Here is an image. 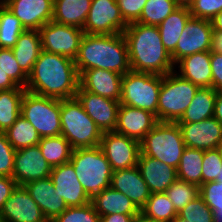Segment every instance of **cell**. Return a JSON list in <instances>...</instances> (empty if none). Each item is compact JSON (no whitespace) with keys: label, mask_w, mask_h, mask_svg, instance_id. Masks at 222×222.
I'll return each instance as SVG.
<instances>
[{"label":"cell","mask_w":222,"mask_h":222,"mask_svg":"<svg viewBox=\"0 0 222 222\" xmlns=\"http://www.w3.org/2000/svg\"><path fill=\"white\" fill-rule=\"evenodd\" d=\"M162 75L129 71L122 76L120 104L147 110L158 120Z\"/></svg>","instance_id":"ba28073f"},{"label":"cell","mask_w":222,"mask_h":222,"mask_svg":"<svg viewBox=\"0 0 222 222\" xmlns=\"http://www.w3.org/2000/svg\"><path fill=\"white\" fill-rule=\"evenodd\" d=\"M69 162L90 199L110 187L113 170L100 146L73 150Z\"/></svg>","instance_id":"277c9868"},{"label":"cell","mask_w":222,"mask_h":222,"mask_svg":"<svg viewBox=\"0 0 222 222\" xmlns=\"http://www.w3.org/2000/svg\"><path fill=\"white\" fill-rule=\"evenodd\" d=\"M19 88L9 76L0 68V91Z\"/></svg>","instance_id":"816d5d0a"},{"label":"cell","mask_w":222,"mask_h":222,"mask_svg":"<svg viewBox=\"0 0 222 222\" xmlns=\"http://www.w3.org/2000/svg\"><path fill=\"white\" fill-rule=\"evenodd\" d=\"M216 97L214 88L200 87L177 123H194L213 117Z\"/></svg>","instance_id":"f1b7e54d"},{"label":"cell","mask_w":222,"mask_h":222,"mask_svg":"<svg viewBox=\"0 0 222 222\" xmlns=\"http://www.w3.org/2000/svg\"><path fill=\"white\" fill-rule=\"evenodd\" d=\"M138 215L110 214L100 216V222H132Z\"/></svg>","instance_id":"681fc988"},{"label":"cell","mask_w":222,"mask_h":222,"mask_svg":"<svg viewBox=\"0 0 222 222\" xmlns=\"http://www.w3.org/2000/svg\"><path fill=\"white\" fill-rule=\"evenodd\" d=\"M38 145L41 154L51 167L69 163L73 148L64 136L41 138Z\"/></svg>","instance_id":"1f68e13d"},{"label":"cell","mask_w":222,"mask_h":222,"mask_svg":"<svg viewBox=\"0 0 222 222\" xmlns=\"http://www.w3.org/2000/svg\"><path fill=\"white\" fill-rule=\"evenodd\" d=\"M180 76L189 80L199 88L212 87L211 51L194 53L180 59Z\"/></svg>","instance_id":"d4e9b609"},{"label":"cell","mask_w":222,"mask_h":222,"mask_svg":"<svg viewBox=\"0 0 222 222\" xmlns=\"http://www.w3.org/2000/svg\"><path fill=\"white\" fill-rule=\"evenodd\" d=\"M214 31L222 32V11L210 20Z\"/></svg>","instance_id":"db71d44e"},{"label":"cell","mask_w":222,"mask_h":222,"mask_svg":"<svg viewBox=\"0 0 222 222\" xmlns=\"http://www.w3.org/2000/svg\"><path fill=\"white\" fill-rule=\"evenodd\" d=\"M175 70L162 76L158 99V121L177 122L190 105L199 87Z\"/></svg>","instance_id":"52a82bcc"},{"label":"cell","mask_w":222,"mask_h":222,"mask_svg":"<svg viewBox=\"0 0 222 222\" xmlns=\"http://www.w3.org/2000/svg\"><path fill=\"white\" fill-rule=\"evenodd\" d=\"M175 2L180 7H190L194 0H175Z\"/></svg>","instance_id":"11a10c76"},{"label":"cell","mask_w":222,"mask_h":222,"mask_svg":"<svg viewBox=\"0 0 222 222\" xmlns=\"http://www.w3.org/2000/svg\"><path fill=\"white\" fill-rule=\"evenodd\" d=\"M25 31L20 20L4 4L0 5V48L12 49Z\"/></svg>","instance_id":"d590c367"},{"label":"cell","mask_w":222,"mask_h":222,"mask_svg":"<svg viewBox=\"0 0 222 222\" xmlns=\"http://www.w3.org/2000/svg\"><path fill=\"white\" fill-rule=\"evenodd\" d=\"M200 196L215 213V221L222 222V182L209 181L202 184Z\"/></svg>","instance_id":"60d3db41"},{"label":"cell","mask_w":222,"mask_h":222,"mask_svg":"<svg viewBox=\"0 0 222 222\" xmlns=\"http://www.w3.org/2000/svg\"><path fill=\"white\" fill-rule=\"evenodd\" d=\"M213 117L222 124V92H217Z\"/></svg>","instance_id":"f5cc1de1"},{"label":"cell","mask_w":222,"mask_h":222,"mask_svg":"<svg viewBox=\"0 0 222 222\" xmlns=\"http://www.w3.org/2000/svg\"><path fill=\"white\" fill-rule=\"evenodd\" d=\"M191 13L189 7H178L160 25L158 29L164 48L171 54L177 46L179 38Z\"/></svg>","instance_id":"f546056e"},{"label":"cell","mask_w":222,"mask_h":222,"mask_svg":"<svg viewBox=\"0 0 222 222\" xmlns=\"http://www.w3.org/2000/svg\"><path fill=\"white\" fill-rule=\"evenodd\" d=\"M222 170V157L220 150H205L202 162V184L209 181H218Z\"/></svg>","instance_id":"7bdbcfd3"},{"label":"cell","mask_w":222,"mask_h":222,"mask_svg":"<svg viewBox=\"0 0 222 222\" xmlns=\"http://www.w3.org/2000/svg\"><path fill=\"white\" fill-rule=\"evenodd\" d=\"M140 214L152 222H171L178 215L165 193H151Z\"/></svg>","instance_id":"d6a6232c"},{"label":"cell","mask_w":222,"mask_h":222,"mask_svg":"<svg viewBox=\"0 0 222 222\" xmlns=\"http://www.w3.org/2000/svg\"><path fill=\"white\" fill-rule=\"evenodd\" d=\"M132 222H152L149 219L144 218L141 214L136 216Z\"/></svg>","instance_id":"9f6ffc18"},{"label":"cell","mask_w":222,"mask_h":222,"mask_svg":"<svg viewBox=\"0 0 222 222\" xmlns=\"http://www.w3.org/2000/svg\"><path fill=\"white\" fill-rule=\"evenodd\" d=\"M121 74L110 70L90 69L80 75L79 85L88 92L120 101Z\"/></svg>","instance_id":"603a6c76"},{"label":"cell","mask_w":222,"mask_h":222,"mask_svg":"<svg viewBox=\"0 0 222 222\" xmlns=\"http://www.w3.org/2000/svg\"><path fill=\"white\" fill-rule=\"evenodd\" d=\"M4 133L15 150L37 145L41 139L36 129L22 115Z\"/></svg>","instance_id":"e575fe53"},{"label":"cell","mask_w":222,"mask_h":222,"mask_svg":"<svg viewBox=\"0 0 222 222\" xmlns=\"http://www.w3.org/2000/svg\"><path fill=\"white\" fill-rule=\"evenodd\" d=\"M123 35L132 71L162 76L174 71L171 55L164 48L157 26L130 23Z\"/></svg>","instance_id":"7a4b0ae2"},{"label":"cell","mask_w":222,"mask_h":222,"mask_svg":"<svg viewBox=\"0 0 222 222\" xmlns=\"http://www.w3.org/2000/svg\"><path fill=\"white\" fill-rule=\"evenodd\" d=\"M79 81L75 60L42 50L25 89L44 97L71 99L76 97Z\"/></svg>","instance_id":"6da1fadb"},{"label":"cell","mask_w":222,"mask_h":222,"mask_svg":"<svg viewBox=\"0 0 222 222\" xmlns=\"http://www.w3.org/2000/svg\"><path fill=\"white\" fill-rule=\"evenodd\" d=\"M52 222H100V216L90 202L82 206L68 207Z\"/></svg>","instance_id":"b9f144b4"},{"label":"cell","mask_w":222,"mask_h":222,"mask_svg":"<svg viewBox=\"0 0 222 222\" xmlns=\"http://www.w3.org/2000/svg\"><path fill=\"white\" fill-rule=\"evenodd\" d=\"M158 122L150 111L120 104L115 132L140 142Z\"/></svg>","instance_id":"d6986e66"},{"label":"cell","mask_w":222,"mask_h":222,"mask_svg":"<svg viewBox=\"0 0 222 222\" xmlns=\"http://www.w3.org/2000/svg\"><path fill=\"white\" fill-rule=\"evenodd\" d=\"M17 186L13 177L0 176V210Z\"/></svg>","instance_id":"c3c4849f"},{"label":"cell","mask_w":222,"mask_h":222,"mask_svg":"<svg viewBox=\"0 0 222 222\" xmlns=\"http://www.w3.org/2000/svg\"><path fill=\"white\" fill-rule=\"evenodd\" d=\"M76 98L102 133L115 131L120 101L85 91L80 85Z\"/></svg>","instance_id":"9a60e30c"},{"label":"cell","mask_w":222,"mask_h":222,"mask_svg":"<svg viewBox=\"0 0 222 222\" xmlns=\"http://www.w3.org/2000/svg\"><path fill=\"white\" fill-rule=\"evenodd\" d=\"M210 51L222 54V32L213 31Z\"/></svg>","instance_id":"f907efd6"},{"label":"cell","mask_w":222,"mask_h":222,"mask_svg":"<svg viewBox=\"0 0 222 222\" xmlns=\"http://www.w3.org/2000/svg\"><path fill=\"white\" fill-rule=\"evenodd\" d=\"M165 194L172 201L178 213L189 202L200 196V187L197 184L185 182L177 178L165 191Z\"/></svg>","instance_id":"74e56055"},{"label":"cell","mask_w":222,"mask_h":222,"mask_svg":"<svg viewBox=\"0 0 222 222\" xmlns=\"http://www.w3.org/2000/svg\"><path fill=\"white\" fill-rule=\"evenodd\" d=\"M8 0H0V4H5Z\"/></svg>","instance_id":"94428289"},{"label":"cell","mask_w":222,"mask_h":222,"mask_svg":"<svg viewBox=\"0 0 222 222\" xmlns=\"http://www.w3.org/2000/svg\"><path fill=\"white\" fill-rule=\"evenodd\" d=\"M0 68L18 87L26 88L28 76L20 68L12 49L0 48Z\"/></svg>","instance_id":"ab89813d"},{"label":"cell","mask_w":222,"mask_h":222,"mask_svg":"<svg viewBox=\"0 0 222 222\" xmlns=\"http://www.w3.org/2000/svg\"><path fill=\"white\" fill-rule=\"evenodd\" d=\"M186 148L177 122H158L140 141V155L158 159L177 169Z\"/></svg>","instance_id":"8992f818"},{"label":"cell","mask_w":222,"mask_h":222,"mask_svg":"<svg viewBox=\"0 0 222 222\" xmlns=\"http://www.w3.org/2000/svg\"><path fill=\"white\" fill-rule=\"evenodd\" d=\"M23 187L38 204L48 222H52L68 208L64 199L59 197L58 191L55 190L50 176L29 182Z\"/></svg>","instance_id":"44dd1931"},{"label":"cell","mask_w":222,"mask_h":222,"mask_svg":"<svg viewBox=\"0 0 222 222\" xmlns=\"http://www.w3.org/2000/svg\"><path fill=\"white\" fill-rule=\"evenodd\" d=\"M116 0H92L84 23V34L111 35L123 33L127 27Z\"/></svg>","instance_id":"8fae6325"},{"label":"cell","mask_w":222,"mask_h":222,"mask_svg":"<svg viewBox=\"0 0 222 222\" xmlns=\"http://www.w3.org/2000/svg\"><path fill=\"white\" fill-rule=\"evenodd\" d=\"M213 31L210 20L190 17L176 49L170 54L174 65L185 56L210 51Z\"/></svg>","instance_id":"4fadbf2b"},{"label":"cell","mask_w":222,"mask_h":222,"mask_svg":"<svg viewBox=\"0 0 222 222\" xmlns=\"http://www.w3.org/2000/svg\"><path fill=\"white\" fill-rule=\"evenodd\" d=\"M218 149L220 150L221 157H222V144L218 147Z\"/></svg>","instance_id":"91938a15"},{"label":"cell","mask_w":222,"mask_h":222,"mask_svg":"<svg viewBox=\"0 0 222 222\" xmlns=\"http://www.w3.org/2000/svg\"><path fill=\"white\" fill-rule=\"evenodd\" d=\"M178 7L175 0H147L137 22L158 26Z\"/></svg>","instance_id":"8d00e7d4"},{"label":"cell","mask_w":222,"mask_h":222,"mask_svg":"<svg viewBox=\"0 0 222 222\" xmlns=\"http://www.w3.org/2000/svg\"><path fill=\"white\" fill-rule=\"evenodd\" d=\"M79 76L90 69H103L124 75L131 71L128 47L123 33L84 34L75 59Z\"/></svg>","instance_id":"3957f363"},{"label":"cell","mask_w":222,"mask_h":222,"mask_svg":"<svg viewBox=\"0 0 222 222\" xmlns=\"http://www.w3.org/2000/svg\"><path fill=\"white\" fill-rule=\"evenodd\" d=\"M0 222H48L23 186H17L0 210Z\"/></svg>","instance_id":"e0dca14e"},{"label":"cell","mask_w":222,"mask_h":222,"mask_svg":"<svg viewBox=\"0 0 222 222\" xmlns=\"http://www.w3.org/2000/svg\"><path fill=\"white\" fill-rule=\"evenodd\" d=\"M178 215L188 222H216L215 213L199 196L182 208Z\"/></svg>","instance_id":"f35d334b"},{"label":"cell","mask_w":222,"mask_h":222,"mask_svg":"<svg viewBox=\"0 0 222 222\" xmlns=\"http://www.w3.org/2000/svg\"><path fill=\"white\" fill-rule=\"evenodd\" d=\"M110 187L126 195L139 210L151 195L137 166L113 171Z\"/></svg>","instance_id":"7402d4cb"},{"label":"cell","mask_w":222,"mask_h":222,"mask_svg":"<svg viewBox=\"0 0 222 222\" xmlns=\"http://www.w3.org/2000/svg\"><path fill=\"white\" fill-rule=\"evenodd\" d=\"M60 121L61 135L73 150L100 145L102 132L76 97L61 100Z\"/></svg>","instance_id":"5b68a950"},{"label":"cell","mask_w":222,"mask_h":222,"mask_svg":"<svg viewBox=\"0 0 222 222\" xmlns=\"http://www.w3.org/2000/svg\"><path fill=\"white\" fill-rule=\"evenodd\" d=\"M25 30H39L52 21L54 0H8L5 4Z\"/></svg>","instance_id":"ac0fdd59"},{"label":"cell","mask_w":222,"mask_h":222,"mask_svg":"<svg viewBox=\"0 0 222 222\" xmlns=\"http://www.w3.org/2000/svg\"><path fill=\"white\" fill-rule=\"evenodd\" d=\"M212 88L222 92V54L211 52Z\"/></svg>","instance_id":"7dc6e473"},{"label":"cell","mask_w":222,"mask_h":222,"mask_svg":"<svg viewBox=\"0 0 222 222\" xmlns=\"http://www.w3.org/2000/svg\"><path fill=\"white\" fill-rule=\"evenodd\" d=\"M99 216L110 214L139 215L140 210L123 193L109 187L91 199Z\"/></svg>","instance_id":"484cf974"},{"label":"cell","mask_w":222,"mask_h":222,"mask_svg":"<svg viewBox=\"0 0 222 222\" xmlns=\"http://www.w3.org/2000/svg\"><path fill=\"white\" fill-rule=\"evenodd\" d=\"M12 51L22 71L29 76L42 51L39 31L25 30L19 35Z\"/></svg>","instance_id":"4316f807"},{"label":"cell","mask_w":222,"mask_h":222,"mask_svg":"<svg viewBox=\"0 0 222 222\" xmlns=\"http://www.w3.org/2000/svg\"><path fill=\"white\" fill-rule=\"evenodd\" d=\"M189 10L191 17L211 20L222 11V0H194Z\"/></svg>","instance_id":"ee69618b"},{"label":"cell","mask_w":222,"mask_h":222,"mask_svg":"<svg viewBox=\"0 0 222 222\" xmlns=\"http://www.w3.org/2000/svg\"><path fill=\"white\" fill-rule=\"evenodd\" d=\"M42 50L66 56L73 60L79 53L84 31L74 26L49 21L39 30Z\"/></svg>","instance_id":"30bf717a"},{"label":"cell","mask_w":222,"mask_h":222,"mask_svg":"<svg viewBox=\"0 0 222 222\" xmlns=\"http://www.w3.org/2000/svg\"><path fill=\"white\" fill-rule=\"evenodd\" d=\"M203 155L204 150L186 147L177 167V178L200 187L202 185Z\"/></svg>","instance_id":"836d02e7"},{"label":"cell","mask_w":222,"mask_h":222,"mask_svg":"<svg viewBox=\"0 0 222 222\" xmlns=\"http://www.w3.org/2000/svg\"><path fill=\"white\" fill-rule=\"evenodd\" d=\"M171 222H188V221L177 215Z\"/></svg>","instance_id":"6f0895ef"},{"label":"cell","mask_w":222,"mask_h":222,"mask_svg":"<svg viewBox=\"0 0 222 222\" xmlns=\"http://www.w3.org/2000/svg\"><path fill=\"white\" fill-rule=\"evenodd\" d=\"M50 178L59 197L64 199L68 207L82 206L91 202L70 162L52 167Z\"/></svg>","instance_id":"ffe728a7"},{"label":"cell","mask_w":222,"mask_h":222,"mask_svg":"<svg viewBox=\"0 0 222 222\" xmlns=\"http://www.w3.org/2000/svg\"><path fill=\"white\" fill-rule=\"evenodd\" d=\"M25 88L0 91V132H5L21 115V103Z\"/></svg>","instance_id":"4dcf8cb0"},{"label":"cell","mask_w":222,"mask_h":222,"mask_svg":"<svg viewBox=\"0 0 222 222\" xmlns=\"http://www.w3.org/2000/svg\"><path fill=\"white\" fill-rule=\"evenodd\" d=\"M92 0H54L52 21L83 29Z\"/></svg>","instance_id":"83f0119b"},{"label":"cell","mask_w":222,"mask_h":222,"mask_svg":"<svg viewBox=\"0 0 222 222\" xmlns=\"http://www.w3.org/2000/svg\"><path fill=\"white\" fill-rule=\"evenodd\" d=\"M218 181H221V182H222V170H221V173H220V175H219V177H218Z\"/></svg>","instance_id":"680465c9"},{"label":"cell","mask_w":222,"mask_h":222,"mask_svg":"<svg viewBox=\"0 0 222 222\" xmlns=\"http://www.w3.org/2000/svg\"><path fill=\"white\" fill-rule=\"evenodd\" d=\"M61 100L26 91L21 115L36 129L41 138L61 135Z\"/></svg>","instance_id":"9c48e42d"},{"label":"cell","mask_w":222,"mask_h":222,"mask_svg":"<svg viewBox=\"0 0 222 222\" xmlns=\"http://www.w3.org/2000/svg\"><path fill=\"white\" fill-rule=\"evenodd\" d=\"M120 13L127 24L137 22L147 0H116Z\"/></svg>","instance_id":"bcb514c9"},{"label":"cell","mask_w":222,"mask_h":222,"mask_svg":"<svg viewBox=\"0 0 222 222\" xmlns=\"http://www.w3.org/2000/svg\"><path fill=\"white\" fill-rule=\"evenodd\" d=\"M178 125L186 147L205 151L216 149L222 144V124L214 117Z\"/></svg>","instance_id":"2e32d148"},{"label":"cell","mask_w":222,"mask_h":222,"mask_svg":"<svg viewBox=\"0 0 222 222\" xmlns=\"http://www.w3.org/2000/svg\"><path fill=\"white\" fill-rule=\"evenodd\" d=\"M137 167L151 193H165L177 179V169L158 159L140 155Z\"/></svg>","instance_id":"cb8c5ba5"},{"label":"cell","mask_w":222,"mask_h":222,"mask_svg":"<svg viewBox=\"0 0 222 222\" xmlns=\"http://www.w3.org/2000/svg\"><path fill=\"white\" fill-rule=\"evenodd\" d=\"M15 152L5 133L0 132V176L12 177Z\"/></svg>","instance_id":"f6af8a7d"},{"label":"cell","mask_w":222,"mask_h":222,"mask_svg":"<svg viewBox=\"0 0 222 222\" xmlns=\"http://www.w3.org/2000/svg\"><path fill=\"white\" fill-rule=\"evenodd\" d=\"M100 148L113 171L137 166L141 153L140 142L115 131L103 132Z\"/></svg>","instance_id":"7c38bea8"},{"label":"cell","mask_w":222,"mask_h":222,"mask_svg":"<svg viewBox=\"0 0 222 222\" xmlns=\"http://www.w3.org/2000/svg\"><path fill=\"white\" fill-rule=\"evenodd\" d=\"M51 172L38 144L16 150L12 177L18 186L49 177Z\"/></svg>","instance_id":"5bb4252c"}]
</instances>
